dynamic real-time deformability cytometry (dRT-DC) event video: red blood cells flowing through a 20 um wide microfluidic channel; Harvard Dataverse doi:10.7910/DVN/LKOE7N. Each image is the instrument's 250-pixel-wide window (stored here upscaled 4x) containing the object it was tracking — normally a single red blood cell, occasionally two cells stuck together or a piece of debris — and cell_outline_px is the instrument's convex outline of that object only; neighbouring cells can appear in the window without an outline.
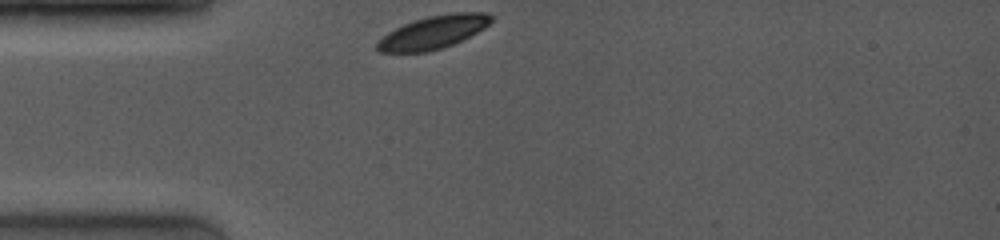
{"species": "common noctule bat (a hibernating species)", "species_latin": "Nyctalus noctula", "temperature_condition": "room temperature", "stored_images_in_passage": 27, "camera_frame_rate_fps": 4000, "um_per_image_px": 0.085, "animal": {"sex": "female", "body_mass_g": 19.0, "forearm_length_mm": 53.3}, "frame": {"image": 1, "passage_image": 1, "time_ms": 0.0, "image_size_px": [1000, 240], "cell_outline_px": [[492, 20], [484, 28], [452, 44], [428, 52], [380, 52], [376, 48], [376, 40], [388, 32], [404, 24], [428, 16], [452, 12], [488, 12], [492, 16]], "centroid_in_image_um": [36.8, 2.73], "position_along_channel_um": 48.2, "area_um2": 21.73}}
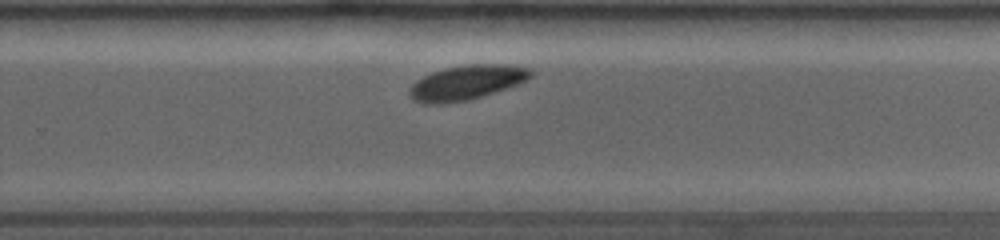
{"frame": {"image": 2, "passage_image": 18, "time_ms": 6.5, "image_size_px": [1000, 240], "cell_outline_px": [[532, 76], [516, 84], [468, 100], [440, 104], [424, 104], [412, 100], [408, 96], [408, 88], [416, 80], [432, 72], [444, 68], [464, 64], [504, 64], [532, 68]], "centroid_in_image_um": [39.58, 7.01], "position_along_channel_um": 290.2, "area_um2": 24.39}}
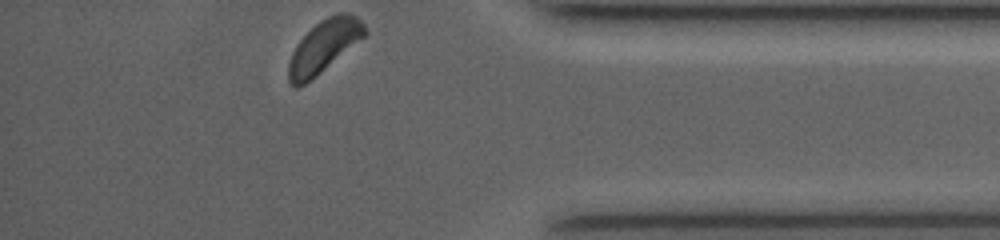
{"frame": {"image": 3, "passage_image": 27, "time_ms": 9.75, "image_size_px": [1000, 240], "cell_outline_px": [[368, 32], [364, 36], [316, 76], [304, 84], [296, 88], [288, 80], [288, 64], [292, 52], [300, 40], [320, 20], [336, 12], [348, 12], [356, 16], [364, 24]], "centroid_in_image_um": [27.53, 3.91], "position_along_channel_um": 407.7, "area_um2": 22.83}}